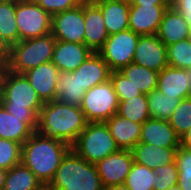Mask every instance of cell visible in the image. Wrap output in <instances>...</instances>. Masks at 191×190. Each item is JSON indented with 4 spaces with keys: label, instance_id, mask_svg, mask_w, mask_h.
I'll return each instance as SVG.
<instances>
[{
    "label": "cell",
    "instance_id": "6da1fadb",
    "mask_svg": "<svg viewBox=\"0 0 191 190\" xmlns=\"http://www.w3.org/2000/svg\"><path fill=\"white\" fill-rule=\"evenodd\" d=\"M71 146L57 139L46 138L35 131L23 144L21 163L43 183L49 185Z\"/></svg>",
    "mask_w": 191,
    "mask_h": 190
},
{
    "label": "cell",
    "instance_id": "7a4b0ae2",
    "mask_svg": "<svg viewBox=\"0 0 191 190\" xmlns=\"http://www.w3.org/2000/svg\"><path fill=\"white\" fill-rule=\"evenodd\" d=\"M86 124L80 107L53 100L43 104L36 131L43 137L64 141L71 146Z\"/></svg>",
    "mask_w": 191,
    "mask_h": 190
},
{
    "label": "cell",
    "instance_id": "3957f363",
    "mask_svg": "<svg viewBox=\"0 0 191 190\" xmlns=\"http://www.w3.org/2000/svg\"><path fill=\"white\" fill-rule=\"evenodd\" d=\"M0 103L17 117H38L44 104L24 74L7 68L1 80Z\"/></svg>",
    "mask_w": 191,
    "mask_h": 190
},
{
    "label": "cell",
    "instance_id": "277c9868",
    "mask_svg": "<svg viewBox=\"0 0 191 190\" xmlns=\"http://www.w3.org/2000/svg\"><path fill=\"white\" fill-rule=\"evenodd\" d=\"M49 185L54 190H105L96 165L82 159L72 149L62 158Z\"/></svg>",
    "mask_w": 191,
    "mask_h": 190
},
{
    "label": "cell",
    "instance_id": "5b68a950",
    "mask_svg": "<svg viewBox=\"0 0 191 190\" xmlns=\"http://www.w3.org/2000/svg\"><path fill=\"white\" fill-rule=\"evenodd\" d=\"M55 42L56 39L50 33L12 44L6 68L14 73L23 74L40 64L52 61Z\"/></svg>",
    "mask_w": 191,
    "mask_h": 190
},
{
    "label": "cell",
    "instance_id": "8992f818",
    "mask_svg": "<svg viewBox=\"0 0 191 190\" xmlns=\"http://www.w3.org/2000/svg\"><path fill=\"white\" fill-rule=\"evenodd\" d=\"M71 149L91 164L120 150L106 122H87Z\"/></svg>",
    "mask_w": 191,
    "mask_h": 190
},
{
    "label": "cell",
    "instance_id": "52a82bcc",
    "mask_svg": "<svg viewBox=\"0 0 191 190\" xmlns=\"http://www.w3.org/2000/svg\"><path fill=\"white\" fill-rule=\"evenodd\" d=\"M119 101L111 80L87 90L81 110L87 122H106L117 114Z\"/></svg>",
    "mask_w": 191,
    "mask_h": 190
},
{
    "label": "cell",
    "instance_id": "ba28073f",
    "mask_svg": "<svg viewBox=\"0 0 191 190\" xmlns=\"http://www.w3.org/2000/svg\"><path fill=\"white\" fill-rule=\"evenodd\" d=\"M19 41L51 33L52 16L33 0H16Z\"/></svg>",
    "mask_w": 191,
    "mask_h": 190
},
{
    "label": "cell",
    "instance_id": "9c48e42d",
    "mask_svg": "<svg viewBox=\"0 0 191 190\" xmlns=\"http://www.w3.org/2000/svg\"><path fill=\"white\" fill-rule=\"evenodd\" d=\"M139 36L130 29L108 36L98 53L111 71H119L122 67L133 63Z\"/></svg>",
    "mask_w": 191,
    "mask_h": 190
},
{
    "label": "cell",
    "instance_id": "30bf717a",
    "mask_svg": "<svg viewBox=\"0 0 191 190\" xmlns=\"http://www.w3.org/2000/svg\"><path fill=\"white\" fill-rule=\"evenodd\" d=\"M51 34L58 41L84 44V2L75 8L52 15Z\"/></svg>",
    "mask_w": 191,
    "mask_h": 190
},
{
    "label": "cell",
    "instance_id": "8fae6325",
    "mask_svg": "<svg viewBox=\"0 0 191 190\" xmlns=\"http://www.w3.org/2000/svg\"><path fill=\"white\" fill-rule=\"evenodd\" d=\"M133 162L131 150L121 149L97 162L95 165L103 187L124 184Z\"/></svg>",
    "mask_w": 191,
    "mask_h": 190
},
{
    "label": "cell",
    "instance_id": "7c38bea8",
    "mask_svg": "<svg viewBox=\"0 0 191 190\" xmlns=\"http://www.w3.org/2000/svg\"><path fill=\"white\" fill-rule=\"evenodd\" d=\"M133 63L160 72L168 66L167 46L156 34L139 36Z\"/></svg>",
    "mask_w": 191,
    "mask_h": 190
},
{
    "label": "cell",
    "instance_id": "4fadbf2b",
    "mask_svg": "<svg viewBox=\"0 0 191 190\" xmlns=\"http://www.w3.org/2000/svg\"><path fill=\"white\" fill-rule=\"evenodd\" d=\"M171 5H132L129 29L140 36L157 34L164 11Z\"/></svg>",
    "mask_w": 191,
    "mask_h": 190
},
{
    "label": "cell",
    "instance_id": "5bb4252c",
    "mask_svg": "<svg viewBox=\"0 0 191 190\" xmlns=\"http://www.w3.org/2000/svg\"><path fill=\"white\" fill-rule=\"evenodd\" d=\"M38 127V117H17L0 103V138L23 144Z\"/></svg>",
    "mask_w": 191,
    "mask_h": 190
},
{
    "label": "cell",
    "instance_id": "9a60e30c",
    "mask_svg": "<svg viewBox=\"0 0 191 190\" xmlns=\"http://www.w3.org/2000/svg\"><path fill=\"white\" fill-rule=\"evenodd\" d=\"M157 90L180 100L191 97V69L166 66L159 72Z\"/></svg>",
    "mask_w": 191,
    "mask_h": 190
},
{
    "label": "cell",
    "instance_id": "2e32d148",
    "mask_svg": "<svg viewBox=\"0 0 191 190\" xmlns=\"http://www.w3.org/2000/svg\"><path fill=\"white\" fill-rule=\"evenodd\" d=\"M139 143L164 148H179L181 138L169 124V121L149 118L141 126Z\"/></svg>",
    "mask_w": 191,
    "mask_h": 190
},
{
    "label": "cell",
    "instance_id": "e0dca14e",
    "mask_svg": "<svg viewBox=\"0 0 191 190\" xmlns=\"http://www.w3.org/2000/svg\"><path fill=\"white\" fill-rule=\"evenodd\" d=\"M84 23V44L92 52H98L109 34L100 7L93 0L84 2Z\"/></svg>",
    "mask_w": 191,
    "mask_h": 190
},
{
    "label": "cell",
    "instance_id": "ac0fdd59",
    "mask_svg": "<svg viewBox=\"0 0 191 190\" xmlns=\"http://www.w3.org/2000/svg\"><path fill=\"white\" fill-rule=\"evenodd\" d=\"M59 72V69L52 61H49L23 74L37 92L39 98L46 103L56 100V85Z\"/></svg>",
    "mask_w": 191,
    "mask_h": 190
},
{
    "label": "cell",
    "instance_id": "d6986e66",
    "mask_svg": "<svg viewBox=\"0 0 191 190\" xmlns=\"http://www.w3.org/2000/svg\"><path fill=\"white\" fill-rule=\"evenodd\" d=\"M91 53L85 44L56 40L52 63L60 72H73Z\"/></svg>",
    "mask_w": 191,
    "mask_h": 190
},
{
    "label": "cell",
    "instance_id": "ffe728a7",
    "mask_svg": "<svg viewBox=\"0 0 191 190\" xmlns=\"http://www.w3.org/2000/svg\"><path fill=\"white\" fill-rule=\"evenodd\" d=\"M190 30L183 16L171 5L164 11L156 35L165 46H169L188 39Z\"/></svg>",
    "mask_w": 191,
    "mask_h": 190
},
{
    "label": "cell",
    "instance_id": "44dd1931",
    "mask_svg": "<svg viewBox=\"0 0 191 190\" xmlns=\"http://www.w3.org/2000/svg\"><path fill=\"white\" fill-rule=\"evenodd\" d=\"M73 73L82 87L89 90L110 80L111 70L98 52H92Z\"/></svg>",
    "mask_w": 191,
    "mask_h": 190
},
{
    "label": "cell",
    "instance_id": "7402d4cb",
    "mask_svg": "<svg viewBox=\"0 0 191 190\" xmlns=\"http://www.w3.org/2000/svg\"><path fill=\"white\" fill-rule=\"evenodd\" d=\"M101 10L109 35L129 29L128 0H93Z\"/></svg>",
    "mask_w": 191,
    "mask_h": 190
},
{
    "label": "cell",
    "instance_id": "603a6c76",
    "mask_svg": "<svg viewBox=\"0 0 191 190\" xmlns=\"http://www.w3.org/2000/svg\"><path fill=\"white\" fill-rule=\"evenodd\" d=\"M106 124L121 150H132L139 143L142 124L135 123L117 114L107 120Z\"/></svg>",
    "mask_w": 191,
    "mask_h": 190
},
{
    "label": "cell",
    "instance_id": "cb8c5ba5",
    "mask_svg": "<svg viewBox=\"0 0 191 190\" xmlns=\"http://www.w3.org/2000/svg\"><path fill=\"white\" fill-rule=\"evenodd\" d=\"M177 149L178 148H164L138 143L131 152L134 162L155 169L158 166L173 163L175 161Z\"/></svg>",
    "mask_w": 191,
    "mask_h": 190
},
{
    "label": "cell",
    "instance_id": "d4e9b609",
    "mask_svg": "<svg viewBox=\"0 0 191 190\" xmlns=\"http://www.w3.org/2000/svg\"><path fill=\"white\" fill-rule=\"evenodd\" d=\"M86 92V88L82 87L77 75L73 72H59L56 85L57 101L80 107Z\"/></svg>",
    "mask_w": 191,
    "mask_h": 190
},
{
    "label": "cell",
    "instance_id": "484cf974",
    "mask_svg": "<svg viewBox=\"0 0 191 190\" xmlns=\"http://www.w3.org/2000/svg\"><path fill=\"white\" fill-rule=\"evenodd\" d=\"M119 72L129 79L136 88H139L143 94L147 95L157 89L159 72L153 69L130 63L128 66L122 67Z\"/></svg>",
    "mask_w": 191,
    "mask_h": 190
},
{
    "label": "cell",
    "instance_id": "4316f807",
    "mask_svg": "<svg viewBox=\"0 0 191 190\" xmlns=\"http://www.w3.org/2000/svg\"><path fill=\"white\" fill-rule=\"evenodd\" d=\"M42 185L35 174L20 163L7 170L3 190H38Z\"/></svg>",
    "mask_w": 191,
    "mask_h": 190
},
{
    "label": "cell",
    "instance_id": "83f0119b",
    "mask_svg": "<svg viewBox=\"0 0 191 190\" xmlns=\"http://www.w3.org/2000/svg\"><path fill=\"white\" fill-rule=\"evenodd\" d=\"M117 115L135 123L143 124L150 118L147 95L143 94L120 101Z\"/></svg>",
    "mask_w": 191,
    "mask_h": 190
},
{
    "label": "cell",
    "instance_id": "f1b7e54d",
    "mask_svg": "<svg viewBox=\"0 0 191 190\" xmlns=\"http://www.w3.org/2000/svg\"><path fill=\"white\" fill-rule=\"evenodd\" d=\"M150 118L168 121L180 99L164 95L155 89L147 94Z\"/></svg>",
    "mask_w": 191,
    "mask_h": 190
},
{
    "label": "cell",
    "instance_id": "f546056e",
    "mask_svg": "<svg viewBox=\"0 0 191 190\" xmlns=\"http://www.w3.org/2000/svg\"><path fill=\"white\" fill-rule=\"evenodd\" d=\"M15 13L16 0H4L0 2V32L10 45L19 41Z\"/></svg>",
    "mask_w": 191,
    "mask_h": 190
},
{
    "label": "cell",
    "instance_id": "4dcf8cb0",
    "mask_svg": "<svg viewBox=\"0 0 191 190\" xmlns=\"http://www.w3.org/2000/svg\"><path fill=\"white\" fill-rule=\"evenodd\" d=\"M124 184L131 190H153L156 174L153 169L133 162Z\"/></svg>",
    "mask_w": 191,
    "mask_h": 190
},
{
    "label": "cell",
    "instance_id": "1f68e13d",
    "mask_svg": "<svg viewBox=\"0 0 191 190\" xmlns=\"http://www.w3.org/2000/svg\"><path fill=\"white\" fill-rule=\"evenodd\" d=\"M168 66L191 69V44L189 39H185L175 44L167 46Z\"/></svg>",
    "mask_w": 191,
    "mask_h": 190
},
{
    "label": "cell",
    "instance_id": "d6a6232c",
    "mask_svg": "<svg viewBox=\"0 0 191 190\" xmlns=\"http://www.w3.org/2000/svg\"><path fill=\"white\" fill-rule=\"evenodd\" d=\"M168 121L180 138L191 128V97L180 100Z\"/></svg>",
    "mask_w": 191,
    "mask_h": 190
},
{
    "label": "cell",
    "instance_id": "836d02e7",
    "mask_svg": "<svg viewBox=\"0 0 191 190\" xmlns=\"http://www.w3.org/2000/svg\"><path fill=\"white\" fill-rule=\"evenodd\" d=\"M175 162L178 168L177 186L181 190H191V150L180 145Z\"/></svg>",
    "mask_w": 191,
    "mask_h": 190
},
{
    "label": "cell",
    "instance_id": "e575fe53",
    "mask_svg": "<svg viewBox=\"0 0 191 190\" xmlns=\"http://www.w3.org/2000/svg\"><path fill=\"white\" fill-rule=\"evenodd\" d=\"M22 144L0 138V168L9 170L21 163Z\"/></svg>",
    "mask_w": 191,
    "mask_h": 190
},
{
    "label": "cell",
    "instance_id": "d590c367",
    "mask_svg": "<svg viewBox=\"0 0 191 190\" xmlns=\"http://www.w3.org/2000/svg\"><path fill=\"white\" fill-rule=\"evenodd\" d=\"M110 80L119 102L143 95L142 91L139 90V88H136L131 81H129V79H127L119 71H111Z\"/></svg>",
    "mask_w": 191,
    "mask_h": 190
},
{
    "label": "cell",
    "instance_id": "8d00e7d4",
    "mask_svg": "<svg viewBox=\"0 0 191 190\" xmlns=\"http://www.w3.org/2000/svg\"><path fill=\"white\" fill-rule=\"evenodd\" d=\"M156 174V183L153 185V190H168L177 185L178 168L174 161L171 164L158 166L153 169Z\"/></svg>",
    "mask_w": 191,
    "mask_h": 190
},
{
    "label": "cell",
    "instance_id": "74e56055",
    "mask_svg": "<svg viewBox=\"0 0 191 190\" xmlns=\"http://www.w3.org/2000/svg\"><path fill=\"white\" fill-rule=\"evenodd\" d=\"M36 4L41 6L46 12L51 16L63 12L65 10H70L81 4L80 0H33Z\"/></svg>",
    "mask_w": 191,
    "mask_h": 190
},
{
    "label": "cell",
    "instance_id": "f35d334b",
    "mask_svg": "<svg viewBox=\"0 0 191 190\" xmlns=\"http://www.w3.org/2000/svg\"><path fill=\"white\" fill-rule=\"evenodd\" d=\"M191 27V0H175L171 4Z\"/></svg>",
    "mask_w": 191,
    "mask_h": 190
},
{
    "label": "cell",
    "instance_id": "ab89813d",
    "mask_svg": "<svg viewBox=\"0 0 191 190\" xmlns=\"http://www.w3.org/2000/svg\"><path fill=\"white\" fill-rule=\"evenodd\" d=\"M10 50L11 45L5 40L0 32V59L6 62L9 58Z\"/></svg>",
    "mask_w": 191,
    "mask_h": 190
},
{
    "label": "cell",
    "instance_id": "60d3db41",
    "mask_svg": "<svg viewBox=\"0 0 191 190\" xmlns=\"http://www.w3.org/2000/svg\"><path fill=\"white\" fill-rule=\"evenodd\" d=\"M132 5H171L170 0H128Z\"/></svg>",
    "mask_w": 191,
    "mask_h": 190
},
{
    "label": "cell",
    "instance_id": "b9f144b4",
    "mask_svg": "<svg viewBox=\"0 0 191 190\" xmlns=\"http://www.w3.org/2000/svg\"><path fill=\"white\" fill-rule=\"evenodd\" d=\"M181 146L191 150V128L181 137Z\"/></svg>",
    "mask_w": 191,
    "mask_h": 190
},
{
    "label": "cell",
    "instance_id": "7bdbcfd3",
    "mask_svg": "<svg viewBox=\"0 0 191 190\" xmlns=\"http://www.w3.org/2000/svg\"><path fill=\"white\" fill-rule=\"evenodd\" d=\"M6 175H7V170L0 168V190H3Z\"/></svg>",
    "mask_w": 191,
    "mask_h": 190
},
{
    "label": "cell",
    "instance_id": "ee69618b",
    "mask_svg": "<svg viewBox=\"0 0 191 190\" xmlns=\"http://www.w3.org/2000/svg\"><path fill=\"white\" fill-rule=\"evenodd\" d=\"M105 190H131V189L127 187L125 184H120V185L110 186Z\"/></svg>",
    "mask_w": 191,
    "mask_h": 190
},
{
    "label": "cell",
    "instance_id": "f6af8a7d",
    "mask_svg": "<svg viewBox=\"0 0 191 190\" xmlns=\"http://www.w3.org/2000/svg\"><path fill=\"white\" fill-rule=\"evenodd\" d=\"M5 70H6V62L0 59V90H1V80Z\"/></svg>",
    "mask_w": 191,
    "mask_h": 190
},
{
    "label": "cell",
    "instance_id": "bcb514c9",
    "mask_svg": "<svg viewBox=\"0 0 191 190\" xmlns=\"http://www.w3.org/2000/svg\"><path fill=\"white\" fill-rule=\"evenodd\" d=\"M38 190H54L50 185H42Z\"/></svg>",
    "mask_w": 191,
    "mask_h": 190
},
{
    "label": "cell",
    "instance_id": "7dc6e473",
    "mask_svg": "<svg viewBox=\"0 0 191 190\" xmlns=\"http://www.w3.org/2000/svg\"><path fill=\"white\" fill-rule=\"evenodd\" d=\"M168 190H181V189L176 185V186H174V187H172V188H170Z\"/></svg>",
    "mask_w": 191,
    "mask_h": 190
},
{
    "label": "cell",
    "instance_id": "c3c4849f",
    "mask_svg": "<svg viewBox=\"0 0 191 190\" xmlns=\"http://www.w3.org/2000/svg\"><path fill=\"white\" fill-rule=\"evenodd\" d=\"M189 41H190V44H191V30H190V34H189Z\"/></svg>",
    "mask_w": 191,
    "mask_h": 190
},
{
    "label": "cell",
    "instance_id": "681fc988",
    "mask_svg": "<svg viewBox=\"0 0 191 190\" xmlns=\"http://www.w3.org/2000/svg\"><path fill=\"white\" fill-rule=\"evenodd\" d=\"M81 2L91 1V0H80Z\"/></svg>",
    "mask_w": 191,
    "mask_h": 190
}]
</instances>
